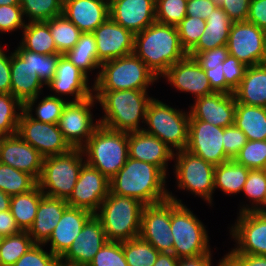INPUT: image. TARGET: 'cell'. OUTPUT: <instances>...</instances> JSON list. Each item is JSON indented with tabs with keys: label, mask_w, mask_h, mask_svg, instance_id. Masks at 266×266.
<instances>
[{
	"label": "cell",
	"mask_w": 266,
	"mask_h": 266,
	"mask_svg": "<svg viewBox=\"0 0 266 266\" xmlns=\"http://www.w3.org/2000/svg\"><path fill=\"white\" fill-rule=\"evenodd\" d=\"M166 175L151 163L128 157L124 166L110 179V191L135 198L144 205L157 204L169 199Z\"/></svg>",
	"instance_id": "6da1fadb"
},
{
	"label": "cell",
	"mask_w": 266,
	"mask_h": 266,
	"mask_svg": "<svg viewBox=\"0 0 266 266\" xmlns=\"http://www.w3.org/2000/svg\"><path fill=\"white\" fill-rule=\"evenodd\" d=\"M133 53L158 79L172 65L188 55L181 45L177 27L157 21L135 34Z\"/></svg>",
	"instance_id": "7a4b0ae2"
},
{
	"label": "cell",
	"mask_w": 266,
	"mask_h": 266,
	"mask_svg": "<svg viewBox=\"0 0 266 266\" xmlns=\"http://www.w3.org/2000/svg\"><path fill=\"white\" fill-rule=\"evenodd\" d=\"M93 93L105 113L98 120L100 125L125 133L143 130L139 122L145 123L147 107L153 99L147 90H93Z\"/></svg>",
	"instance_id": "3957f363"
},
{
	"label": "cell",
	"mask_w": 266,
	"mask_h": 266,
	"mask_svg": "<svg viewBox=\"0 0 266 266\" xmlns=\"http://www.w3.org/2000/svg\"><path fill=\"white\" fill-rule=\"evenodd\" d=\"M143 207L144 204L135 198L110 191L95 214L102 223L107 240L124 242L139 237Z\"/></svg>",
	"instance_id": "277c9868"
},
{
	"label": "cell",
	"mask_w": 266,
	"mask_h": 266,
	"mask_svg": "<svg viewBox=\"0 0 266 266\" xmlns=\"http://www.w3.org/2000/svg\"><path fill=\"white\" fill-rule=\"evenodd\" d=\"M81 149L85 162L110 180L129 157L128 133L99 125Z\"/></svg>",
	"instance_id": "5b68a950"
},
{
	"label": "cell",
	"mask_w": 266,
	"mask_h": 266,
	"mask_svg": "<svg viewBox=\"0 0 266 266\" xmlns=\"http://www.w3.org/2000/svg\"><path fill=\"white\" fill-rule=\"evenodd\" d=\"M93 90H147L157 76L134 53L103 62Z\"/></svg>",
	"instance_id": "8992f818"
},
{
	"label": "cell",
	"mask_w": 266,
	"mask_h": 266,
	"mask_svg": "<svg viewBox=\"0 0 266 266\" xmlns=\"http://www.w3.org/2000/svg\"><path fill=\"white\" fill-rule=\"evenodd\" d=\"M168 195L171 199L172 253L177 258L210 253L209 236L204 224L181 200L172 196V192Z\"/></svg>",
	"instance_id": "52a82bcc"
},
{
	"label": "cell",
	"mask_w": 266,
	"mask_h": 266,
	"mask_svg": "<svg viewBox=\"0 0 266 266\" xmlns=\"http://www.w3.org/2000/svg\"><path fill=\"white\" fill-rule=\"evenodd\" d=\"M190 113L175 109L153 98L146 112L143 131L159 138L169 148L186 150L188 144Z\"/></svg>",
	"instance_id": "ba28073f"
},
{
	"label": "cell",
	"mask_w": 266,
	"mask_h": 266,
	"mask_svg": "<svg viewBox=\"0 0 266 266\" xmlns=\"http://www.w3.org/2000/svg\"><path fill=\"white\" fill-rule=\"evenodd\" d=\"M83 157L82 149H72L63 155L45 157L38 180V186L43 194L67 200L85 163Z\"/></svg>",
	"instance_id": "9c48e42d"
},
{
	"label": "cell",
	"mask_w": 266,
	"mask_h": 266,
	"mask_svg": "<svg viewBox=\"0 0 266 266\" xmlns=\"http://www.w3.org/2000/svg\"><path fill=\"white\" fill-rule=\"evenodd\" d=\"M175 175L179 189L202 197L211 206L214 189L215 166L187 150L174 153Z\"/></svg>",
	"instance_id": "30bf717a"
},
{
	"label": "cell",
	"mask_w": 266,
	"mask_h": 266,
	"mask_svg": "<svg viewBox=\"0 0 266 266\" xmlns=\"http://www.w3.org/2000/svg\"><path fill=\"white\" fill-rule=\"evenodd\" d=\"M95 102L98 103L92 95L81 101H68L63 108L57 125L73 149H81L100 125L99 121L94 124L91 113V107H94Z\"/></svg>",
	"instance_id": "8fae6325"
},
{
	"label": "cell",
	"mask_w": 266,
	"mask_h": 266,
	"mask_svg": "<svg viewBox=\"0 0 266 266\" xmlns=\"http://www.w3.org/2000/svg\"><path fill=\"white\" fill-rule=\"evenodd\" d=\"M10 71V93L24 105V110H34L45 84L31 67V51L19 45L10 54Z\"/></svg>",
	"instance_id": "7c38bea8"
},
{
	"label": "cell",
	"mask_w": 266,
	"mask_h": 266,
	"mask_svg": "<svg viewBox=\"0 0 266 266\" xmlns=\"http://www.w3.org/2000/svg\"><path fill=\"white\" fill-rule=\"evenodd\" d=\"M17 134L44 158L63 155L73 149L57 124L36 121L24 110L20 115Z\"/></svg>",
	"instance_id": "4fadbf2b"
},
{
	"label": "cell",
	"mask_w": 266,
	"mask_h": 266,
	"mask_svg": "<svg viewBox=\"0 0 266 266\" xmlns=\"http://www.w3.org/2000/svg\"><path fill=\"white\" fill-rule=\"evenodd\" d=\"M224 128L202 120H189L188 144L186 150L206 162L218 166L230 158L223 146Z\"/></svg>",
	"instance_id": "5bb4252c"
},
{
	"label": "cell",
	"mask_w": 266,
	"mask_h": 266,
	"mask_svg": "<svg viewBox=\"0 0 266 266\" xmlns=\"http://www.w3.org/2000/svg\"><path fill=\"white\" fill-rule=\"evenodd\" d=\"M171 199L144 205L141 213L140 237L160 253H172Z\"/></svg>",
	"instance_id": "9a60e30c"
},
{
	"label": "cell",
	"mask_w": 266,
	"mask_h": 266,
	"mask_svg": "<svg viewBox=\"0 0 266 266\" xmlns=\"http://www.w3.org/2000/svg\"><path fill=\"white\" fill-rule=\"evenodd\" d=\"M109 192L110 180L85 162L80 169L73 192L66 202L70 207L96 214Z\"/></svg>",
	"instance_id": "2e32d148"
},
{
	"label": "cell",
	"mask_w": 266,
	"mask_h": 266,
	"mask_svg": "<svg viewBox=\"0 0 266 266\" xmlns=\"http://www.w3.org/2000/svg\"><path fill=\"white\" fill-rule=\"evenodd\" d=\"M265 31L248 21L233 22L228 36L229 55L248 66L262 64Z\"/></svg>",
	"instance_id": "e0dca14e"
},
{
	"label": "cell",
	"mask_w": 266,
	"mask_h": 266,
	"mask_svg": "<svg viewBox=\"0 0 266 266\" xmlns=\"http://www.w3.org/2000/svg\"><path fill=\"white\" fill-rule=\"evenodd\" d=\"M230 229L237 245L229 253L266 256V215L255 211L239 213Z\"/></svg>",
	"instance_id": "ac0fdd59"
},
{
	"label": "cell",
	"mask_w": 266,
	"mask_h": 266,
	"mask_svg": "<svg viewBox=\"0 0 266 266\" xmlns=\"http://www.w3.org/2000/svg\"><path fill=\"white\" fill-rule=\"evenodd\" d=\"M98 60L103 63L133 53L135 35L108 17L93 32Z\"/></svg>",
	"instance_id": "d6986e66"
},
{
	"label": "cell",
	"mask_w": 266,
	"mask_h": 266,
	"mask_svg": "<svg viewBox=\"0 0 266 266\" xmlns=\"http://www.w3.org/2000/svg\"><path fill=\"white\" fill-rule=\"evenodd\" d=\"M236 99L234 94L213 92L195 99L191 106L189 120H202L225 128L234 125Z\"/></svg>",
	"instance_id": "ffe728a7"
},
{
	"label": "cell",
	"mask_w": 266,
	"mask_h": 266,
	"mask_svg": "<svg viewBox=\"0 0 266 266\" xmlns=\"http://www.w3.org/2000/svg\"><path fill=\"white\" fill-rule=\"evenodd\" d=\"M44 157L17 133L0 136V163L32 175L37 181Z\"/></svg>",
	"instance_id": "44dd1931"
},
{
	"label": "cell",
	"mask_w": 266,
	"mask_h": 266,
	"mask_svg": "<svg viewBox=\"0 0 266 266\" xmlns=\"http://www.w3.org/2000/svg\"><path fill=\"white\" fill-rule=\"evenodd\" d=\"M178 91L192 93L195 98L215 92L198 61L189 55L172 65L162 76Z\"/></svg>",
	"instance_id": "7402d4cb"
},
{
	"label": "cell",
	"mask_w": 266,
	"mask_h": 266,
	"mask_svg": "<svg viewBox=\"0 0 266 266\" xmlns=\"http://www.w3.org/2000/svg\"><path fill=\"white\" fill-rule=\"evenodd\" d=\"M156 0H109V17L134 35L156 21Z\"/></svg>",
	"instance_id": "603a6c76"
},
{
	"label": "cell",
	"mask_w": 266,
	"mask_h": 266,
	"mask_svg": "<svg viewBox=\"0 0 266 266\" xmlns=\"http://www.w3.org/2000/svg\"><path fill=\"white\" fill-rule=\"evenodd\" d=\"M82 70L76 67L65 55L58 61L54 78L47 84L48 88L55 91L52 95L62 97L73 96L70 102H77L93 95V86L88 85V78ZM60 95V96H59Z\"/></svg>",
	"instance_id": "cb8c5ba5"
},
{
	"label": "cell",
	"mask_w": 266,
	"mask_h": 266,
	"mask_svg": "<svg viewBox=\"0 0 266 266\" xmlns=\"http://www.w3.org/2000/svg\"><path fill=\"white\" fill-rule=\"evenodd\" d=\"M128 153L130 158L151 163L165 174L168 161L174 159V149L143 130L128 133Z\"/></svg>",
	"instance_id": "d4e9b609"
},
{
	"label": "cell",
	"mask_w": 266,
	"mask_h": 266,
	"mask_svg": "<svg viewBox=\"0 0 266 266\" xmlns=\"http://www.w3.org/2000/svg\"><path fill=\"white\" fill-rule=\"evenodd\" d=\"M107 241L100 219L93 214L62 257L88 266Z\"/></svg>",
	"instance_id": "484cf974"
},
{
	"label": "cell",
	"mask_w": 266,
	"mask_h": 266,
	"mask_svg": "<svg viewBox=\"0 0 266 266\" xmlns=\"http://www.w3.org/2000/svg\"><path fill=\"white\" fill-rule=\"evenodd\" d=\"M62 14L82 33H92L109 17V0H64Z\"/></svg>",
	"instance_id": "4316f807"
},
{
	"label": "cell",
	"mask_w": 266,
	"mask_h": 266,
	"mask_svg": "<svg viewBox=\"0 0 266 266\" xmlns=\"http://www.w3.org/2000/svg\"><path fill=\"white\" fill-rule=\"evenodd\" d=\"M93 214L85 209L68 207L62 215V218L52 231L49 239L43 244H51L50 251L57 257H62L77 235L81 232L84 224Z\"/></svg>",
	"instance_id": "83f0119b"
},
{
	"label": "cell",
	"mask_w": 266,
	"mask_h": 266,
	"mask_svg": "<svg viewBox=\"0 0 266 266\" xmlns=\"http://www.w3.org/2000/svg\"><path fill=\"white\" fill-rule=\"evenodd\" d=\"M69 207L65 199L42 196L32 227L28 233L35 244H44Z\"/></svg>",
	"instance_id": "f1b7e54d"
},
{
	"label": "cell",
	"mask_w": 266,
	"mask_h": 266,
	"mask_svg": "<svg viewBox=\"0 0 266 266\" xmlns=\"http://www.w3.org/2000/svg\"><path fill=\"white\" fill-rule=\"evenodd\" d=\"M232 23L233 21L223 9L220 6L216 7L206 19L204 33L188 55L195 57L199 52L227 45Z\"/></svg>",
	"instance_id": "f546056e"
},
{
	"label": "cell",
	"mask_w": 266,
	"mask_h": 266,
	"mask_svg": "<svg viewBox=\"0 0 266 266\" xmlns=\"http://www.w3.org/2000/svg\"><path fill=\"white\" fill-rule=\"evenodd\" d=\"M234 96L236 103L266 107V65L248 66Z\"/></svg>",
	"instance_id": "4dcf8cb0"
},
{
	"label": "cell",
	"mask_w": 266,
	"mask_h": 266,
	"mask_svg": "<svg viewBox=\"0 0 266 266\" xmlns=\"http://www.w3.org/2000/svg\"><path fill=\"white\" fill-rule=\"evenodd\" d=\"M234 125L247 140H266V107L236 103Z\"/></svg>",
	"instance_id": "1f68e13d"
},
{
	"label": "cell",
	"mask_w": 266,
	"mask_h": 266,
	"mask_svg": "<svg viewBox=\"0 0 266 266\" xmlns=\"http://www.w3.org/2000/svg\"><path fill=\"white\" fill-rule=\"evenodd\" d=\"M43 192L37 185L29 192L11 196L10 210L21 231L32 227Z\"/></svg>",
	"instance_id": "d6a6232c"
},
{
	"label": "cell",
	"mask_w": 266,
	"mask_h": 266,
	"mask_svg": "<svg viewBox=\"0 0 266 266\" xmlns=\"http://www.w3.org/2000/svg\"><path fill=\"white\" fill-rule=\"evenodd\" d=\"M250 169L230 159L215 166L214 189L220 188L225 194L242 192Z\"/></svg>",
	"instance_id": "836d02e7"
},
{
	"label": "cell",
	"mask_w": 266,
	"mask_h": 266,
	"mask_svg": "<svg viewBox=\"0 0 266 266\" xmlns=\"http://www.w3.org/2000/svg\"><path fill=\"white\" fill-rule=\"evenodd\" d=\"M20 46L39 54L58 53L49 25L45 21L28 22L23 29Z\"/></svg>",
	"instance_id": "e575fe53"
},
{
	"label": "cell",
	"mask_w": 266,
	"mask_h": 266,
	"mask_svg": "<svg viewBox=\"0 0 266 266\" xmlns=\"http://www.w3.org/2000/svg\"><path fill=\"white\" fill-rule=\"evenodd\" d=\"M65 56L87 76L88 72L100 69L96 40L93 33H82L76 45Z\"/></svg>",
	"instance_id": "d590c367"
},
{
	"label": "cell",
	"mask_w": 266,
	"mask_h": 266,
	"mask_svg": "<svg viewBox=\"0 0 266 266\" xmlns=\"http://www.w3.org/2000/svg\"><path fill=\"white\" fill-rule=\"evenodd\" d=\"M50 28L58 53L65 55L78 42L82 32L63 14L45 21Z\"/></svg>",
	"instance_id": "8d00e7d4"
},
{
	"label": "cell",
	"mask_w": 266,
	"mask_h": 266,
	"mask_svg": "<svg viewBox=\"0 0 266 266\" xmlns=\"http://www.w3.org/2000/svg\"><path fill=\"white\" fill-rule=\"evenodd\" d=\"M37 185L32 175L0 163V190L9 196L29 192Z\"/></svg>",
	"instance_id": "74e56055"
},
{
	"label": "cell",
	"mask_w": 266,
	"mask_h": 266,
	"mask_svg": "<svg viewBox=\"0 0 266 266\" xmlns=\"http://www.w3.org/2000/svg\"><path fill=\"white\" fill-rule=\"evenodd\" d=\"M34 244L28 231L5 236L0 244V266H13Z\"/></svg>",
	"instance_id": "f35d334b"
},
{
	"label": "cell",
	"mask_w": 266,
	"mask_h": 266,
	"mask_svg": "<svg viewBox=\"0 0 266 266\" xmlns=\"http://www.w3.org/2000/svg\"><path fill=\"white\" fill-rule=\"evenodd\" d=\"M23 110L24 105L11 93H0V136L17 133Z\"/></svg>",
	"instance_id": "ab89813d"
},
{
	"label": "cell",
	"mask_w": 266,
	"mask_h": 266,
	"mask_svg": "<svg viewBox=\"0 0 266 266\" xmlns=\"http://www.w3.org/2000/svg\"><path fill=\"white\" fill-rule=\"evenodd\" d=\"M123 251L128 266H153L160 253L140 236L124 241Z\"/></svg>",
	"instance_id": "60d3db41"
},
{
	"label": "cell",
	"mask_w": 266,
	"mask_h": 266,
	"mask_svg": "<svg viewBox=\"0 0 266 266\" xmlns=\"http://www.w3.org/2000/svg\"><path fill=\"white\" fill-rule=\"evenodd\" d=\"M64 0H20L28 22L47 21L62 14Z\"/></svg>",
	"instance_id": "b9f144b4"
},
{
	"label": "cell",
	"mask_w": 266,
	"mask_h": 266,
	"mask_svg": "<svg viewBox=\"0 0 266 266\" xmlns=\"http://www.w3.org/2000/svg\"><path fill=\"white\" fill-rule=\"evenodd\" d=\"M244 194L248 196V199L252 202L251 207L248 204L241 207L239 213L255 211L264 200L266 194V171L265 169L250 170L244 184ZM255 204V205H254Z\"/></svg>",
	"instance_id": "7bdbcfd3"
},
{
	"label": "cell",
	"mask_w": 266,
	"mask_h": 266,
	"mask_svg": "<svg viewBox=\"0 0 266 266\" xmlns=\"http://www.w3.org/2000/svg\"><path fill=\"white\" fill-rule=\"evenodd\" d=\"M234 160L250 170L266 168V140H248Z\"/></svg>",
	"instance_id": "ee69618b"
},
{
	"label": "cell",
	"mask_w": 266,
	"mask_h": 266,
	"mask_svg": "<svg viewBox=\"0 0 266 266\" xmlns=\"http://www.w3.org/2000/svg\"><path fill=\"white\" fill-rule=\"evenodd\" d=\"M68 100L61 97L52 96L51 94L44 97L36 104L35 116L32 114V110H24L31 118L36 121L57 124L62 114L63 108L67 104Z\"/></svg>",
	"instance_id": "f6af8a7d"
},
{
	"label": "cell",
	"mask_w": 266,
	"mask_h": 266,
	"mask_svg": "<svg viewBox=\"0 0 266 266\" xmlns=\"http://www.w3.org/2000/svg\"><path fill=\"white\" fill-rule=\"evenodd\" d=\"M187 0H156V21L177 26L186 17Z\"/></svg>",
	"instance_id": "bcb514c9"
},
{
	"label": "cell",
	"mask_w": 266,
	"mask_h": 266,
	"mask_svg": "<svg viewBox=\"0 0 266 266\" xmlns=\"http://www.w3.org/2000/svg\"><path fill=\"white\" fill-rule=\"evenodd\" d=\"M182 47L188 53L199 41L206 28V20L186 16L177 26Z\"/></svg>",
	"instance_id": "7dc6e473"
},
{
	"label": "cell",
	"mask_w": 266,
	"mask_h": 266,
	"mask_svg": "<svg viewBox=\"0 0 266 266\" xmlns=\"http://www.w3.org/2000/svg\"><path fill=\"white\" fill-rule=\"evenodd\" d=\"M88 266H128L123 251V242L107 241Z\"/></svg>",
	"instance_id": "c3c4849f"
},
{
	"label": "cell",
	"mask_w": 266,
	"mask_h": 266,
	"mask_svg": "<svg viewBox=\"0 0 266 266\" xmlns=\"http://www.w3.org/2000/svg\"><path fill=\"white\" fill-rule=\"evenodd\" d=\"M62 54H39L31 52V67L40 80L47 85L55 76L58 61Z\"/></svg>",
	"instance_id": "681fc988"
},
{
	"label": "cell",
	"mask_w": 266,
	"mask_h": 266,
	"mask_svg": "<svg viewBox=\"0 0 266 266\" xmlns=\"http://www.w3.org/2000/svg\"><path fill=\"white\" fill-rule=\"evenodd\" d=\"M246 69L247 66L234 56L228 55L227 59L223 61L222 70L226 80L227 94H234L244 77Z\"/></svg>",
	"instance_id": "f907efd6"
},
{
	"label": "cell",
	"mask_w": 266,
	"mask_h": 266,
	"mask_svg": "<svg viewBox=\"0 0 266 266\" xmlns=\"http://www.w3.org/2000/svg\"><path fill=\"white\" fill-rule=\"evenodd\" d=\"M20 5H0V32L24 29L26 22Z\"/></svg>",
	"instance_id": "816d5d0a"
},
{
	"label": "cell",
	"mask_w": 266,
	"mask_h": 266,
	"mask_svg": "<svg viewBox=\"0 0 266 266\" xmlns=\"http://www.w3.org/2000/svg\"><path fill=\"white\" fill-rule=\"evenodd\" d=\"M43 246L34 244L13 266H54L58 257L44 251Z\"/></svg>",
	"instance_id": "f5cc1de1"
},
{
	"label": "cell",
	"mask_w": 266,
	"mask_h": 266,
	"mask_svg": "<svg viewBox=\"0 0 266 266\" xmlns=\"http://www.w3.org/2000/svg\"><path fill=\"white\" fill-rule=\"evenodd\" d=\"M247 141L248 140L244 132L235 125L224 128L223 146L225 149V154L230 159L235 158Z\"/></svg>",
	"instance_id": "db71d44e"
},
{
	"label": "cell",
	"mask_w": 266,
	"mask_h": 266,
	"mask_svg": "<svg viewBox=\"0 0 266 266\" xmlns=\"http://www.w3.org/2000/svg\"><path fill=\"white\" fill-rule=\"evenodd\" d=\"M228 55L227 45H224L199 52L194 58L203 69H213L214 67H221V63L227 59Z\"/></svg>",
	"instance_id": "11a10c76"
},
{
	"label": "cell",
	"mask_w": 266,
	"mask_h": 266,
	"mask_svg": "<svg viewBox=\"0 0 266 266\" xmlns=\"http://www.w3.org/2000/svg\"><path fill=\"white\" fill-rule=\"evenodd\" d=\"M250 0H223L219 5L233 22L247 21Z\"/></svg>",
	"instance_id": "9f6ffc18"
},
{
	"label": "cell",
	"mask_w": 266,
	"mask_h": 266,
	"mask_svg": "<svg viewBox=\"0 0 266 266\" xmlns=\"http://www.w3.org/2000/svg\"><path fill=\"white\" fill-rule=\"evenodd\" d=\"M223 266H266V256L227 253L223 257Z\"/></svg>",
	"instance_id": "6f0895ef"
},
{
	"label": "cell",
	"mask_w": 266,
	"mask_h": 266,
	"mask_svg": "<svg viewBox=\"0 0 266 266\" xmlns=\"http://www.w3.org/2000/svg\"><path fill=\"white\" fill-rule=\"evenodd\" d=\"M218 6L212 0H187L186 16L199 17L206 20Z\"/></svg>",
	"instance_id": "680465c9"
},
{
	"label": "cell",
	"mask_w": 266,
	"mask_h": 266,
	"mask_svg": "<svg viewBox=\"0 0 266 266\" xmlns=\"http://www.w3.org/2000/svg\"><path fill=\"white\" fill-rule=\"evenodd\" d=\"M247 21L266 32V0H250Z\"/></svg>",
	"instance_id": "91938a15"
},
{
	"label": "cell",
	"mask_w": 266,
	"mask_h": 266,
	"mask_svg": "<svg viewBox=\"0 0 266 266\" xmlns=\"http://www.w3.org/2000/svg\"><path fill=\"white\" fill-rule=\"evenodd\" d=\"M6 54L0 46V93H10L11 88L10 56Z\"/></svg>",
	"instance_id": "94428289"
},
{
	"label": "cell",
	"mask_w": 266,
	"mask_h": 266,
	"mask_svg": "<svg viewBox=\"0 0 266 266\" xmlns=\"http://www.w3.org/2000/svg\"><path fill=\"white\" fill-rule=\"evenodd\" d=\"M223 63L221 67H214L213 69H204L206 77L209 80L211 88L215 92H224L226 93V80L223 74Z\"/></svg>",
	"instance_id": "6125c7cd"
},
{
	"label": "cell",
	"mask_w": 266,
	"mask_h": 266,
	"mask_svg": "<svg viewBox=\"0 0 266 266\" xmlns=\"http://www.w3.org/2000/svg\"><path fill=\"white\" fill-rule=\"evenodd\" d=\"M21 230L16 224L15 218L13 217L11 210L0 212V233L5 236L15 235L20 233Z\"/></svg>",
	"instance_id": "be15d7a7"
},
{
	"label": "cell",
	"mask_w": 266,
	"mask_h": 266,
	"mask_svg": "<svg viewBox=\"0 0 266 266\" xmlns=\"http://www.w3.org/2000/svg\"><path fill=\"white\" fill-rule=\"evenodd\" d=\"M211 252L185 258H178L177 266H211ZM218 266H223V258L219 260Z\"/></svg>",
	"instance_id": "e7e4bbea"
},
{
	"label": "cell",
	"mask_w": 266,
	"mask_h": 266,
	"mask_svg": "<svg viewBox=\"0 0 266 266\" xmlns=\"http://www.w3.org/2000/svg\"><path fill=\"white\" fill-rule=\"evenodd\" d=\"M178 258L173 253H159L153 266H177Z\"/></svg>",
	"instance_id": "03108f58"
},
{
	"label": "cell",
	"mask_w": 266,
	"mask_h": 266,
	"mask_svg": "<svg viewBox=\"0 0 266 266\" xmlns=\"http://www.w3.org/2000/svg\"><path fill=\"white\" fill-rule=\"evenodd\" d=\"M11 196L0 190V212L10 210Z\"/></svg>",
	"instance_id": "003e7915"
},
{
	"label": "cell",
	"mask_w": 266,
	"mask_h": 266,
	"mask_svg": "<svg viewBox=\"0 0 266 266\" xmlns=\"http://www.w3.org/2000/svg\"><path fill=\"white\" fill-rule=\"evenodd\" d=\"M54 266H87L79 262L69 261L63 257H58Z\"/></svg>",
	"instance_id": "a7ac6f4b"
},
{
	"label": "cell",
	"mask_w": 266,
	"mask_h": 266,
	"mask_svg": "<svg viewBox=\"0 0 266 266\" xmlns=\"http://www.w3.org/2000/svg\"><path fill=\"white\" fill-rule=\"evenodd\" d=\"M261 205L262 207H258L255 212L266 215V194Z\"/></svg>",
	"instance_id": "89a4df30"
},
{
	"label": "cell",
	"mask_w": 266,
	"mask_h": 266,
	"mask_svg": "<svg viewBox=\"0 0 266 266\" xmlns=\"http://www.w3.org/2000/svg\"><path fill=\"white\" fill-rule=\"evenodd\" d=\"M0 5H20V0H0Z\"/></svg>",
	"instance_id": "2644e50d"
},
{
	"label": "cell",
	"mask_w": 266,
	"mask_h": 266,
	"mask_svg": "<svg viewBox=\"0 0 266 266\" xmlns=\"http://www.w3.org/2000/svg\"><path fill=\"white\" fill-rule=\"evenodd\" d=\"M263 65H266V32H265V46H264V57H263Z\"/></svg>",
	"instance_id": "8c879c8a"
},
{
	"label": "cell",
	"mask_w": 266,
	"mask_h": 266,
	"mask_svg": "<svg viewBox=\"0 0 266 266\" xmlns=\"http://www.w3.org/2000/svg\"><path fill=\"white\" fill-rule=\"evenodd\" d=\"M4 237H5V235H3L2 233H0V244L3 242Z\"/></svg>",
	"instance_id": "753ad0ef"
},
{
	"label": "cell",
	"mask_w": 266,
	"mask_h": 266,
	"mask_svg": "<svg viewBox=\"0 0 266 266\" xmlns=\"http://www.w3.org/2000/svg\"><path fill=\"white\" fill-rule=\"evenodd\" d=\"M212 1H214L217 5H220L223 0H212Z\"/></svg>",
	"instance_id": "34e18365"
}]
</instances>
